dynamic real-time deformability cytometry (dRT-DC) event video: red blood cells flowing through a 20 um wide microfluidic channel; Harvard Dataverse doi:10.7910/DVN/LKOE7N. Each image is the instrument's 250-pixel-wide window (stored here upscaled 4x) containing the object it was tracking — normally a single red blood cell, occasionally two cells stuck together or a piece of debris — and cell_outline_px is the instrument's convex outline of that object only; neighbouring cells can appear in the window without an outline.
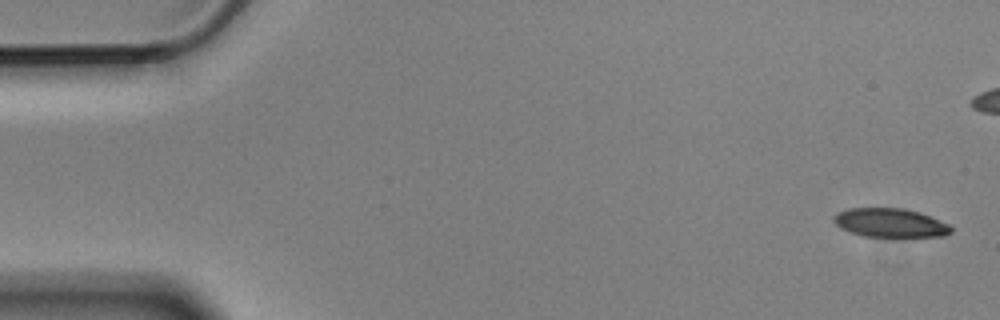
{"species": "Egyptian fruit bat (a non-hibernating species)", "species_latin": "Rousettus aegyptiacus", "temperature_condition": "cold", "stored_images_in_passage": 6, "camera_frame_rate_fps": 3000, "um_per_image_px": 0.085, "animal": {"sex": "male"}, "frame": {"image": 1, "passage_image": 1, "time_ms": 0.0, "image_size_px": [1000, 320], "cell_outline_px": [[952, 232], [944, 236], [864, 236], [840, 228], [832, 220], [832, 216], [836, 212], [848, 208], [904, 208], [920, 212], [948, 224], [952, 228]], "centroid_in_image_um": [75.63, 18.92], "position_along_channel_um": 9.4, "area_um2": 19.65}}